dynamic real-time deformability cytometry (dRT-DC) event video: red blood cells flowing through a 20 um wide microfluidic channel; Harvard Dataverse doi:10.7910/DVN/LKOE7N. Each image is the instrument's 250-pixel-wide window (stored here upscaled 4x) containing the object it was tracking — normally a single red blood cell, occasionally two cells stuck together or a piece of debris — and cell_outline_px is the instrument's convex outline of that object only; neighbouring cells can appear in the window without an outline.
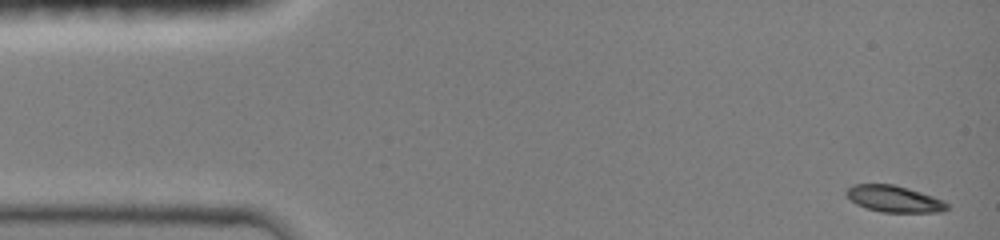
{"species": "common noctule bat (a hibernating species)", "species_latin": "Nyctalus noctula", "temperature_condition": "room temperature", "stored_images_in_passage": 28, "camera_frame_rate_fps": 3000, "um_per_image_px": 0.085, "animal": {"sex": "female", "body_mass_g": 19.0, "forearm_length_mm": 51.5}, "frame": {"image": 1, "passage_image": 1, "time_ms": 0.0, "image_size_px": [1000, 240], "cell_outline_px": [[948, 208], [940, 212], [880, 212], [856, 204], [844, 192], [852, 184], [892, 184], [920, 192], [944, 200], [948, 204]], "centroid_in_image_um": [75.99, 16.9], "position_along_channel_um": 9.0, "area_um2": 15.37}}
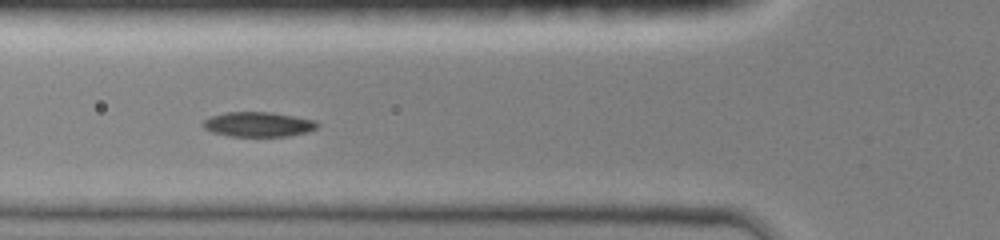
{"frame": {"image": 2, "passage_image": 19, "time_ms": 5.0, "image_size_px": [1000, 240], "cell_outline_px": [[320, 124], [316, 128], [304, 132], [288, 136], [232, 136], [212, 132], [204, 128], [200, 124], [204, 120], [212, 116], [224, 112], [268, 112], [316, 120]], "centroid_in_image_um": [21.92, 10.56], "position_along_channel_um": 103.9, "area_um2": 16.36}}
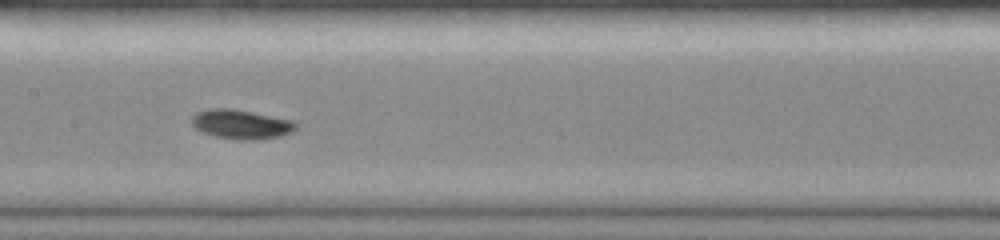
{"frame": {"image": 3, "passage_image": 27, "time_ms": 7.0, "image_size_px": [1000, 240], "cell_outline_px": [[296, 128], [292, 132], [280, 136], [256, 140], [236, 140], [216, 136], [200, 132], [192, 124], [192, 116], [196, 112], [208, 108], [232, 108], [292, 120], [296, 124]], "centroid_in_image_um": [20.46, 10.56], "position_along_channel_um": 186.9, "area_um2": 17.86}}